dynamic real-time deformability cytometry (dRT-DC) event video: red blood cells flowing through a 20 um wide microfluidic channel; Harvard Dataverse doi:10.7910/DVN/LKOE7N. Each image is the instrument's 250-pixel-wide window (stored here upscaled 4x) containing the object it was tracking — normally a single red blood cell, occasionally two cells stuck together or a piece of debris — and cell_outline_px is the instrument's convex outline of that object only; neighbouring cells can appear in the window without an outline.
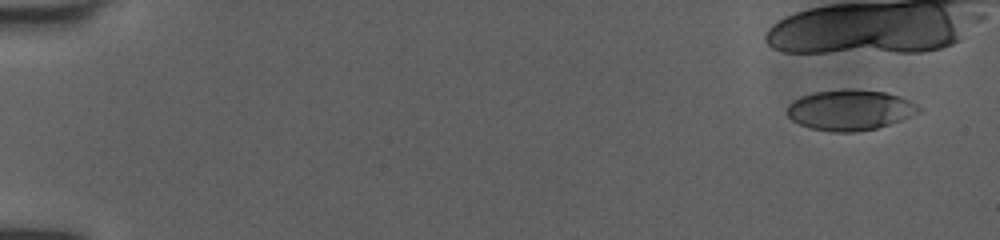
{"species": "human", "species_latin": "Homo sapiens", "temperature_condition": "room temperature", "stored_images_in_passage": 19, "camera_frame_rate_fps": 3000, "um_per_image_px": 0.085, "donor": {"sex": "female"}, "frame": {"image": 1, "passage_image": 1, "time_ms": 0.0, "image_size_px": [1000, 240], "cell_outline_px": [[920, 112], [912, 116], [876, 128], [856, 132], [832, 132], [812, 128], [800, 124], [792, 120], [788, 116], [788, 104], [792, 100], [800, 96], [816, 92], [840, 88], [852, 88], [884, 92], [900, 96], [916, 104], [920, 108]], "centroid_in_image_um": [72.23, 9.33], "position_along_channel_um": 12.8, "area_um2": 31.15}}